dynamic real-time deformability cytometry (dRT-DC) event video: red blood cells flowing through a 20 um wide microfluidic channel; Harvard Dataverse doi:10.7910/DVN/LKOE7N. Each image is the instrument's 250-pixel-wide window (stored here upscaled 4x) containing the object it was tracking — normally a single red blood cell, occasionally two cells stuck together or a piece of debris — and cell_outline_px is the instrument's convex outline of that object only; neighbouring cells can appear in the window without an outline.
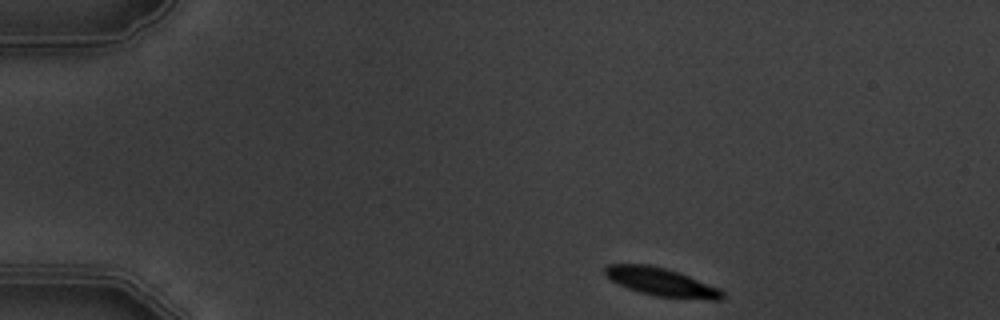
{"species": "common noctule bat (a hibernating species)", "species_latin": "Nyctalus noctula", "temperature_condition": "warm", "stored_images_in_passage": 4, "camera_frame_rate_fps": 3000, "um_per_image_px": 0.085, "animal": {"sex": "male", "body_mass_g": 19.5, "forearm_length_mm": 54.6}, "frame": {"image": 1, "passage_image": 1, "time_ms": 0.0, "image_size_px": [1000, 320], "cell_outline_px": [[724, 296], [720, 300], [708, 300], [656, 296], [640, 292], [616, 284], [604, 276], [604, 268], [608, 264], [648, 264], [668, 268], [680, 272], [720, 288], [724, 292]], "centroid_in_image_um": [56.21, 23.96], "position_along_channel_um": 28.8, "area_um2": 19.65}}
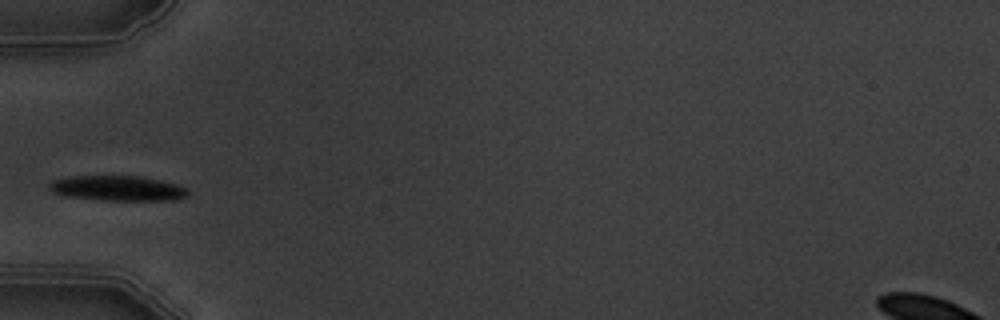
{"frame": {"image": 2, "passage_image": 4, "time_ms": 3.333, "image_size_px": [1000, 320], "cell_outline_px": [[188, 196], [176, 200], [100, 200], [64, 196], [52, 192], [48, 188], [48, 184], [52, 180], [68, 176], [144, 176], [176, 184], [188, 188]], "centroid_in_image_um": [9.98, 16.0], "position_along_channel_um": 75.0, "area_um2": 20.58}}